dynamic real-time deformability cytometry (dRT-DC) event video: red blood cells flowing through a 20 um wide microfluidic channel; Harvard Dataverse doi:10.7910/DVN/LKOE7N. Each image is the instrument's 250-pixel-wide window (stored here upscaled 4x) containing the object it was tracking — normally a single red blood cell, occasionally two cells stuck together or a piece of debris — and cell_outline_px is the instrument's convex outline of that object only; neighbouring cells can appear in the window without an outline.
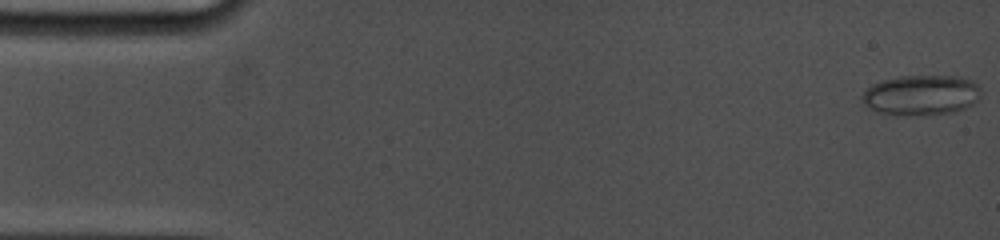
{"species": "common noctule bat (a hibernating species)", "species_latin": "Nyctalus noctula", "temperature_condition": "cold", "stored_images_in_passage": 48, "camera_frame_rate_fps": 5000, "um_per_image_px": 0.085, "animal": {"sex": "female", "body_mass_g": 19.0, "forearm_length_mm": 53.3}, "frame": {"image": 1, "passage_image": 1, "time_ms": 0.0, "image_size_px": [1000, 240], "cell_outline_px": [[980, 96], [972, 104], [964, 108], [952, 112], [908, 116], [896, 116], [880, 112], [864, 104], [860, 100], [860, 96], [872, 84], [880, 80], [900, 76], [956, 76], [972, 80], [980, 88]], "centroid_in_image_um": [78.26, 8.08], "position_along_channel_um": 6.7, "area_um2": 27.92}}
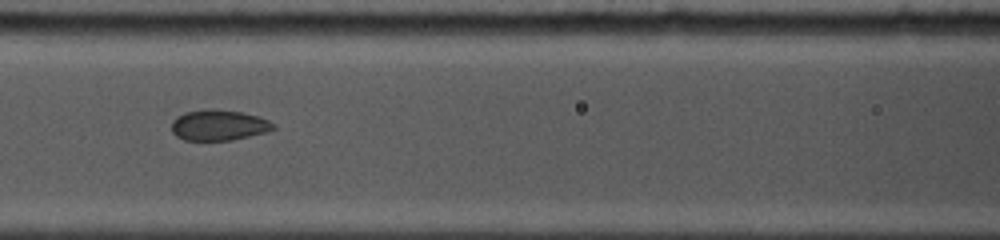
{"frame": {"image": 2, "passage_image": 21, "time_ms": 7.2, "image_size_px": [1000, 240], "cell_outline_px": [[276, 128], [264, 132], [232, 140], [184, 140], [176, 136], [172, 132], [172, 120], [176, 116], [184, 112], [204, 108], [240, 112], [260, 116], [276, 124]], "centroid_in_image_um": [18.57, 10.63], "position_along_channel_um": 148.0, "area_um2": 18.26}}
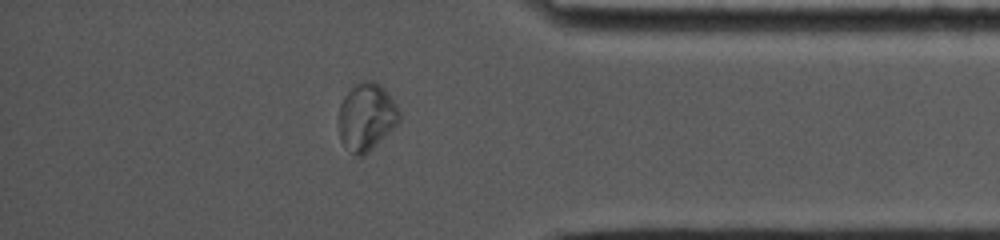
{"frame": {"image": 3, "passage_image": 42, "time_ms": 14.2, "image_size_px": [1000, 240], "cell_outline_px": [[400, 120], [368, 152], [360, 156], [356, 156], [340, 140], [336, 124], [340, 104], [344, 96], [356, 84], [364, 80], [372, 80], [380, 84], [384, 88], [396, 104], [400, 112]], "centroid_in_image_um": [31.11, 9.91], "position_along_channel_um": 404.1, "area_um2": 23.76}, "authors_computed_cell_mechanics": {"area_um2": 20.5768, "velocity_mm_per_s": 3.7742, "shape_relaxation_time_tau1_ms": 7.9827, "shape_relaxation_time_tau2_ms": null, "deformation_change_tau1": 0.157, "deformation_change_tau2": null}}